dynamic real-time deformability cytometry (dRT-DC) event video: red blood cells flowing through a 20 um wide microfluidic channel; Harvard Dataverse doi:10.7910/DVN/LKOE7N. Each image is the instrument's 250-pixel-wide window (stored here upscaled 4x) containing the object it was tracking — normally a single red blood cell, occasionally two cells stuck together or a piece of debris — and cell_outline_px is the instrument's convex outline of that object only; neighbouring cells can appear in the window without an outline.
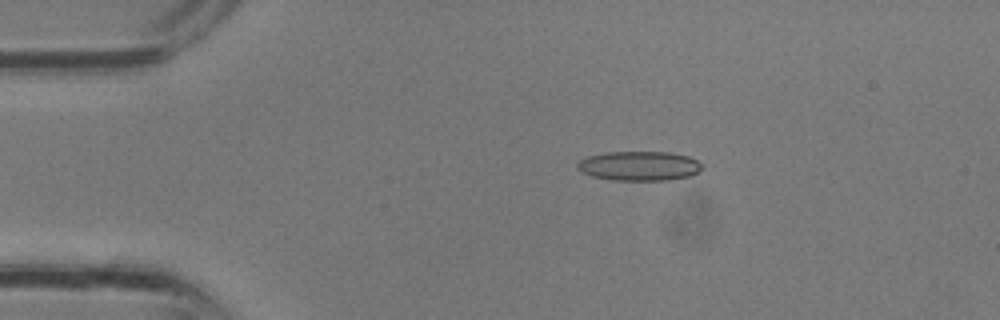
{"species": "common noctule bat (a hibernating species)", "species_latin": "Nyctalus noctula", "temperature_condition": "room temperature", "stored_images_in_passage": 31, "camera_frame_rate_fps": 3000, "um_per_image_px": 0.085, "animal": {"sex": "male", "body_mass_g": 13.3}, "frame": {"image": 1, "passage_image": 5, "time_ms": 1.333, "image_size_px": [1000, 320], "cell_outline_px": [[704, 168], [688, 176], [668, 180], [612, 180], [592, 176], [580, 172], [576, 168], [576, 164], [580, 160], [588, 156], [604, 152], [668, 152], [688, 156], [696, 160]], "centroid_in_image_um": [54.28, 14.1], "position_along_channel_um": 30.7, "area_um2": 21.39}}
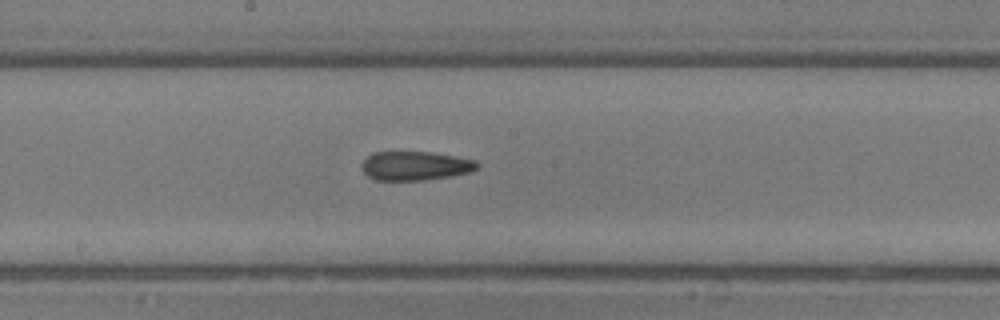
{"frame": {"image": 2, "passage_image": 16, "time_ms": 5.0, "image_size_px": [1000, 320], "cell_outline_px": [[480, 164], [472, 172], [452, 176], [424, 180], [376, 180], [368, 176], [360, 168], [360, 164], [372, 152], [432, 152], [476, 160]], "centroid_in_image_um": [35.29, 14.09], "position_along_channel_um": 212.9, "area_um2": 19.65}}
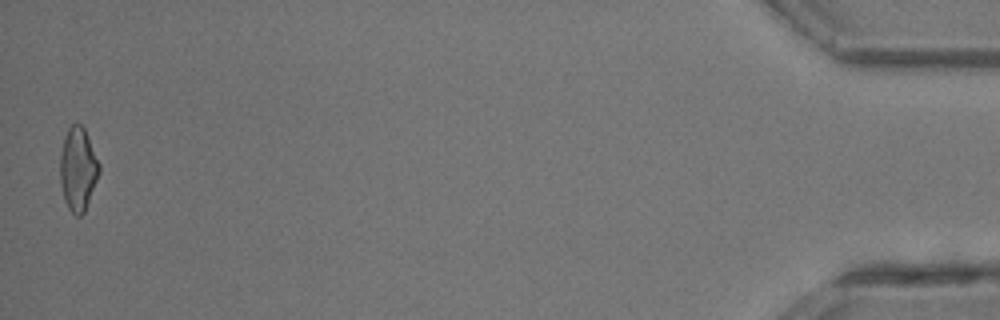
{"frame": {"image": 3, "passage_image": 31, "time_ms": 10.0, "image_size_px": [1000, 320], "cell_outline_px": [[100, 172], [84, 212], [80, 216], [76, 216], [68, 208], [64, 200], [60, 180], [60, 156], [64, 136], [68, 128], [76, 120], [84, 128], [100, 164]], "centroid_in_image_um": [6.62, 14.35], "position_along_channel_um": 428.6, "area_um2": 19.02}}